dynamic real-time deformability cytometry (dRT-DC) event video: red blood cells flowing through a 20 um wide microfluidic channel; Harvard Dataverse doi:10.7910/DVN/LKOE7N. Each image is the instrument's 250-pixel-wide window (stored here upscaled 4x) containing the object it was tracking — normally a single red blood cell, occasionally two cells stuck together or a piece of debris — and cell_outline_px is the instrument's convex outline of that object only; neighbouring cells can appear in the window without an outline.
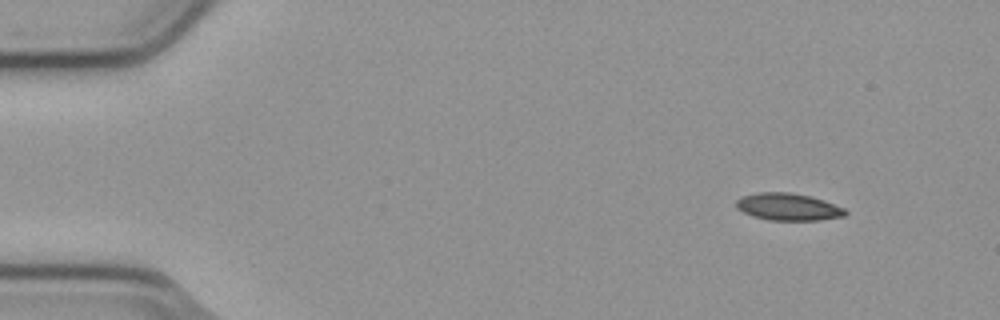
{"species": "common noctule bat (a hibernating species)", "species_latin": "Nyctalus noctula", "temperature_condition": "cold", "stored_images_in_passage": 50, "camera_frame_rate_fps": 3000, "um_per_image_px": 0.085, "animal": {"sex": "male", "body_mass_g": 23.1, "forearm_length_mm": 52.7}, "frame": {"image": 1, "passage_image": 1, "time_ms": 0.0, "image_size_px": [1000, 320], "cell_outline_px": [[848, 212], [844, 216], [820, 220], [768, 220], [752, 216], [736, 208], [736, 200], [740, 196], [756, 192], [788, 192], [808, 196], [824, 200], [844, 208]], "centroid_in_image_um": [66.96, 17.58], "position_along_channel_um": 18.0, "area_um2": 17.34}}
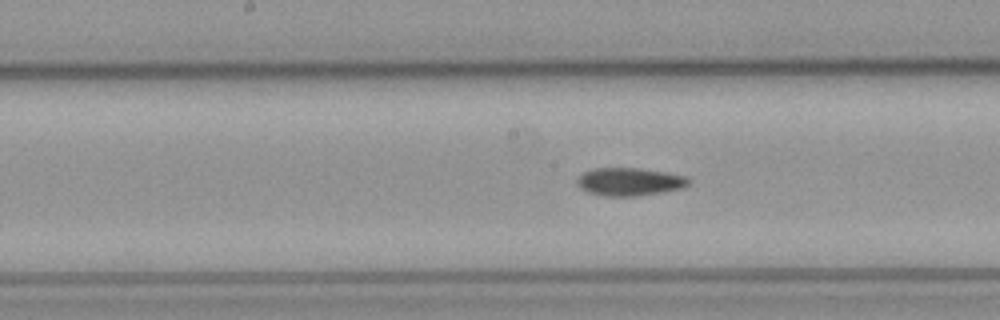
{"frame": {"image": 2, "passage_image": 23, "time_ms": 7.333, "image_size_px": [1000, 320], "cell_outline_px": [[692, 180], [684, 188], [664, 192], [640, 196], [604, 196], [588, 192], [580, 188], [576, 184], [576, 180], [584, 172], [596, 168], [640, 168], [668, 172], [688, 176]], "centroid_in_image_um": [53.57, 15.45], "position_along_channel_um": 194.6, "area_um2": 18.5}}
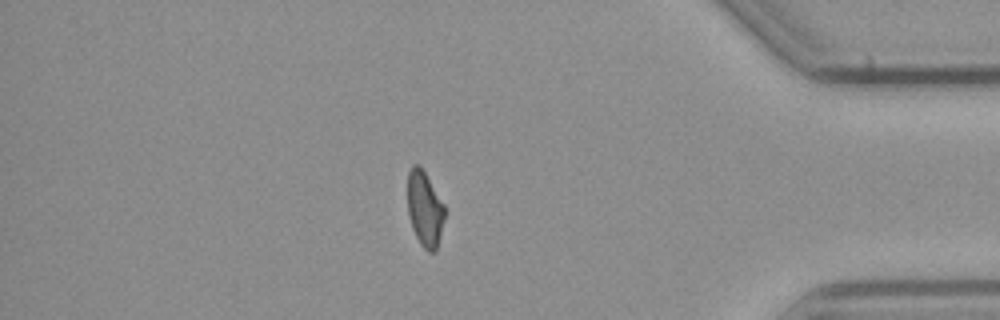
{"frame": {"image": 3, "passage_image": 42, "time_ms": 13.667, "image_size_px": [1000, 320], "cell_outline_px": [[444, 216], [436, 252], [428, 252], [420, 244], [412, 228], [408, 216], [408, 172], [412, 164], [416, 164], [424, 172], [444, 204]], "centroid_in_image_um": [36.08, 17.78], "position_along_channel_um": 399.1, "area_um2": 16.01}, "authors_computed_cell_mechanics": {"area_um2": 17.5712, "velocity_mm_per_s": 3.8004, "shape_relaxation_time_tau1_ms": 11.0576, "shape_relaxation_time_tau2_ms": 9.5377, "deformation_change_tau1": 0.2008, "deformation_change_tau2": 0.1459}}